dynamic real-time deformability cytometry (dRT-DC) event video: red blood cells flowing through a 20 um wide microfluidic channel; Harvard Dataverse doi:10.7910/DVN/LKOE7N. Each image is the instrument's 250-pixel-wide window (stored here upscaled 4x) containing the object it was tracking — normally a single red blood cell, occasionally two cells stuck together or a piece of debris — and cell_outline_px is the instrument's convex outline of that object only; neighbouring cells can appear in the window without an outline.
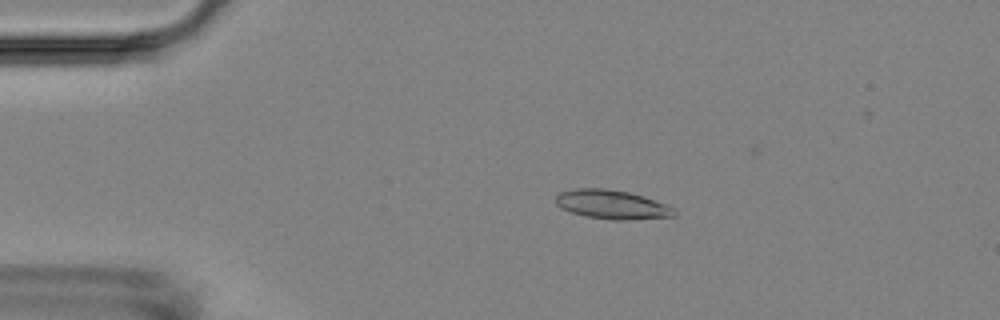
{"species": "Egyptian fruit bat (a non-hibernating species)", "species_latin": "Rousettus aegyptiacus", "temperature_condition": "room temperature", "stored_images_in_passage": 4, "camera_frame_rate_fps": 3000, "um_per_image_px": 0.085, "animal": {"sex": "female"}, "frame": {"image": 1, "passage_image": 3, "time_ms": 2.333, "image_size_px": [1000, 320], "cell_outline_px": [[676, 216], [628, 220], [612, 220], [584, 216], [560, 208], [556, 204], [556, 196], [560, 192], [576, 188], [604, 188], [628, 192], [644, 196], [664, 204], [672, 208], [676, 212]], "centroid_in_image_um": [51.99, 17.39], "position_along_channel_um": 33.0, "area_um2": 20.0}}